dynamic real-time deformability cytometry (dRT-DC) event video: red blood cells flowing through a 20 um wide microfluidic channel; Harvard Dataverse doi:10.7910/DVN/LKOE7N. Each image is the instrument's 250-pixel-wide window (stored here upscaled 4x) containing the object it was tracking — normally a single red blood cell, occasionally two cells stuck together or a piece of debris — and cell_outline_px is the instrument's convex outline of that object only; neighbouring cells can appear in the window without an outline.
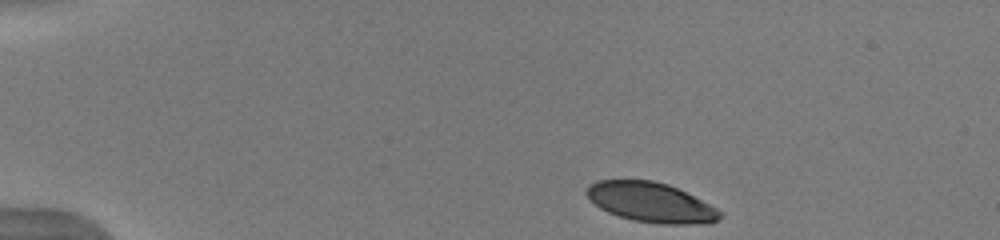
{"species": "human", "species_latin": "Homo sapiens", "temperature_condition": "warm", "stored_images_in_passage": 44, "camera_frame_rate_fps": 3000, "um_per_image_px": 0.085, "donor": {"sex": "male"}, "frame": {"image": 1, "passage_image": 1, "time_ms": 0.0, "image_size_px": [1000, 240], "cell_outline_px": [[720, 216], [716, 220], [708, 224], [660, 224], [632, 220], [608, 212], [600, 208], [584, 192], [588, 184], [596, 180], [652, 180], [668, 184], [716, 208], [720, 212]], "centroid_in_image_um": [55.28, 17.2], "position_along_channel_um": 29.7, "area_um2": 30.58}}
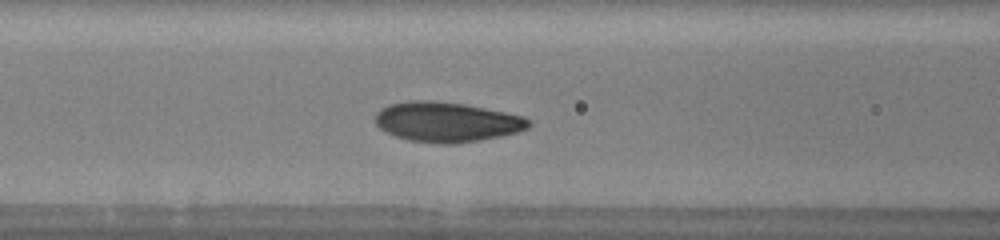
{"frame": {"image": 2, "passage_image": 15, "time_ms": 4.667, "image_size_px": [1000, 240], "cell_outline_px": [[532, 124], [528, 128], [520, 132], [480, 140], [452, 144], [440, 144], [408, 140], [384, 132], [376, 124], [376, 112], [380, 108], [388, 104], [408, 100], [432, 100], [464, 104], [524, 116], [532, 120]], "centroid_in_image_um": [37.97, 10.36], "position_along_channel_um": 128.6, "area_um2": 36.01}}
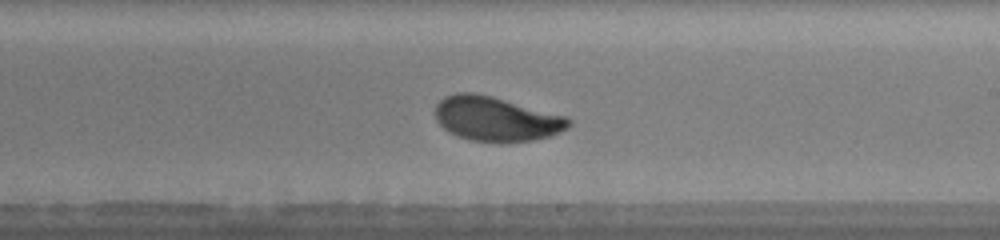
{"frame": {"image": 3, "passage_image": 24, "time_ms": 7.667, "image_size_px": [1000, 240], "cell_outline_px": [[572, 124], [568, 128], [552, 136], [532, 140], [504, 144], [500, 144], [468, 140], [456, 136], [448, 132], [436, 120], [436, 104], [444, 96], [456, 92], [472, 92], [492, 96], [564, 116], [572, 120]], "centroid_in_image_um": [42.16, 10.13], "position_along_channel_um": 246.8, "area_um2": 35.08}, "authors_computed_cell_mechanics": {"area_um2": 33.8997, "velocity_mm_per_s": 3.9473, "shape_relaxation_time_tau1_ms": 2.7459, "shape_relaxation_time_tau2_ms": null, "deformation_change_tau1": 0.1422, "deformation_change_tau2": null}}